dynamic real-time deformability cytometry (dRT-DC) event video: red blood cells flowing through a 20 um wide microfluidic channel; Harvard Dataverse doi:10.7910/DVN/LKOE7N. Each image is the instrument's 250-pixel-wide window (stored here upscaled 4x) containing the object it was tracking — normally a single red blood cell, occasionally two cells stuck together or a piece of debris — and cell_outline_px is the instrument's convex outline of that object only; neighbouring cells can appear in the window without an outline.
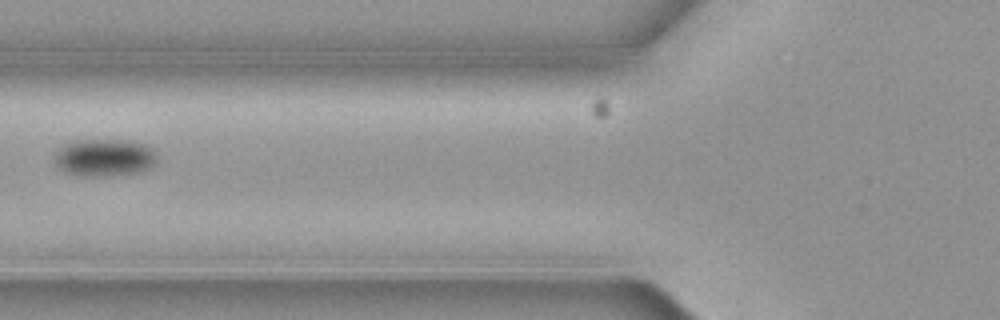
{"species": "common noctule bat (a hibernating species)", "species_latin": "Nyctalus noctula", "temperature_condition": "cold", "stored_images_in_passage": 6, "camera_frame_rate_fps": 3000, "um_per_image_px": 0.085, "animal": {"sex": "female", "body_mass_g": 19.3, "forearm_length_mm": 54.1}, "frame": {"image": 1, "passage_image": 3, "time_ms": 0.667, "image_size_px": [1000, 320], "cell_outline_px": [[156, 160], [148, 168], [136, 172], [108, 176], [80, 176], [64, 172], [56, 164], [52, 156], [64, 144], [76, 140], [128, 140], [144, 144], [152, 148], [156, 156]], "centroid_in_image_um": [8.82, 13.39], "position_along_channel_um": 117.0, "area_um2": 22.31}}
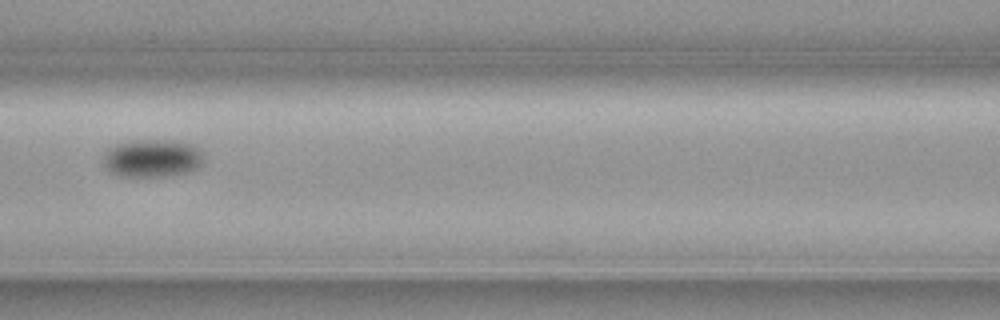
{"frame": {"image": 2, "passage_image": 4, "time_ms": 1.0, "image_size_px": [1000, 320], "cell_outline_px": [[204, 160], [196, 168], [188, 172], [164, 176], [124, 176], [112, 172], [104, 168], [104, 152], [108, 148], [116, 144], [132, 140], [180, 140], [192, 144], [200, 148], [204, 156]], "centroid_in_image_um": [12.96, 13.42], "position_along_channel_um": 153.6, "area_um2": 22.37}}